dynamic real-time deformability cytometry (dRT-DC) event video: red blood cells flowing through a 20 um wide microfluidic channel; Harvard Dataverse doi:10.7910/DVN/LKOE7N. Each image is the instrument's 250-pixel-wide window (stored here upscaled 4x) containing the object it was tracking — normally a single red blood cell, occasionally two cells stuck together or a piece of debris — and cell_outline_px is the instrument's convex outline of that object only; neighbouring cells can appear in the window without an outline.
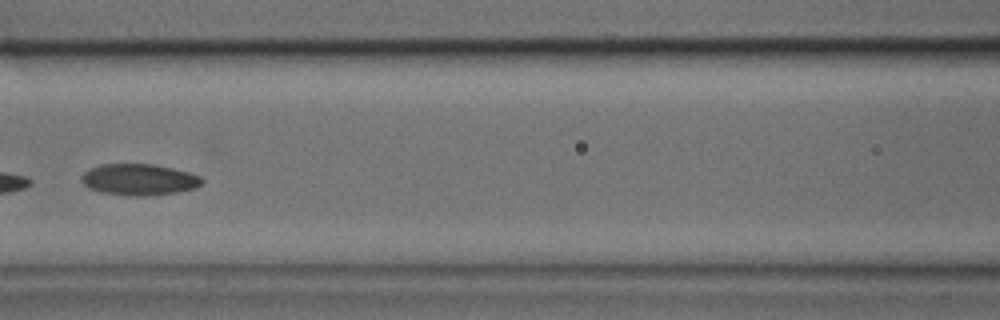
{"species": "common noctule bat (a hibernating species)", "species_latin": "Nyctalus noctula", "temperature_condition": "cold", "stored_images_in_passage": 38, "camera_frame_rate_fps": 3000, "um_per_image_px": 0.085, "animal": {"sex": "male", "body_mass_g": 17.9, "forearm_length_mm": 54.2}, "frame": {"image": 1, "passage_image": 17, "time_ms": 5.333, "image_size_px": [1000, 320], "cell_outline_px": [[204, 184], [196, 188], [176, 192], [148, 196], [136, 196], [100, 192], [88, 188], [80, 180], [84, 172], [100, 164], [152, 164], [172, 168], [188, 172], [200, 176], [204, 180]], "centroid_in_image_um": [11.84, 15.27], "position_along_channel_um": 154.8, "area_um2": 22.02}}